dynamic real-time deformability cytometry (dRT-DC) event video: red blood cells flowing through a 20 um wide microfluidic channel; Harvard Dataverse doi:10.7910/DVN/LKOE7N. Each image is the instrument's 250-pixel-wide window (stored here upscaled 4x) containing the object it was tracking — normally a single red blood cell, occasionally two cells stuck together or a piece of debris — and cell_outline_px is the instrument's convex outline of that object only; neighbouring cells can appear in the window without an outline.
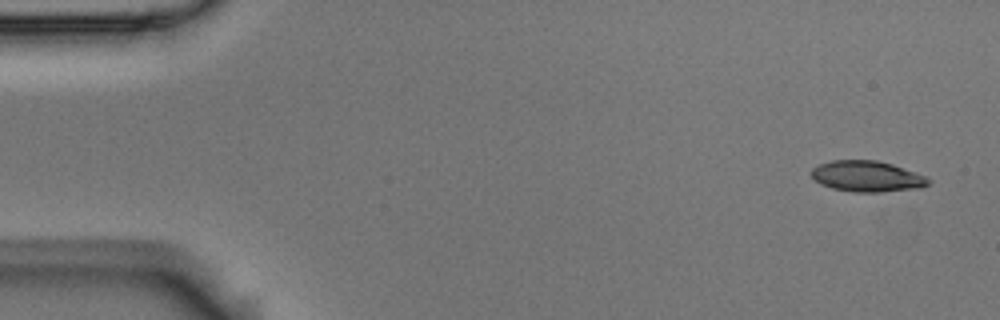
{"species": "Egyptian fruit bat (a non-hibernating species)", "species_latin": "Rousettus aegyptiacus", "temperature_condition": "room temperature", "stored_images_in_passage": 4, "camera_frame_rate_fps": 3000, "um_per_image_px": 0.085, "animal": {"sex": "male"}, "frame": {"image": 1, "passage_image": 1, "time_ms": 0.0, "image_size_px": [1000, 320], "cell_outline_px": [[932, 180], [928, 184], [920, 188], [880, 192], [852, 192], [832, 188], [820, 184], [812, 176], [812, 168], [820, 164], [832, 160], [876, 160], [892, 164], [924, 176]], "centroid_in_image_um": [73.69, 14.99], "position_along_channel_um": 11.3, "area_um2": 20.92}}
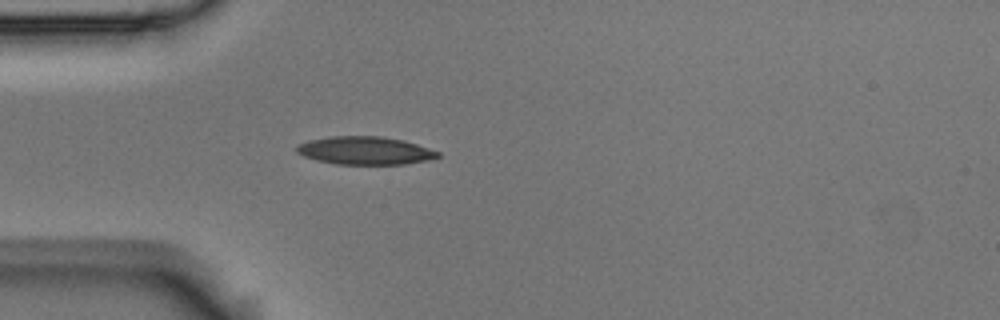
{"frame": {"image": 2, "passage_image": 4, "time_ms": 1.0, "image_size_px": [1000, 320], "cell_outline_px": [[440, 156], [432, 160], [404, 164], [336, 164], [316, 160], [304, 156], [296, 152], [296, 144], [308, 140], [332, 136], [380, 136], [404, 140], [440, 152]], "centroid_in_image_um": [31.02, 12.8], "position_along_channel_um": 54.0, "area_um2": 23.18}}